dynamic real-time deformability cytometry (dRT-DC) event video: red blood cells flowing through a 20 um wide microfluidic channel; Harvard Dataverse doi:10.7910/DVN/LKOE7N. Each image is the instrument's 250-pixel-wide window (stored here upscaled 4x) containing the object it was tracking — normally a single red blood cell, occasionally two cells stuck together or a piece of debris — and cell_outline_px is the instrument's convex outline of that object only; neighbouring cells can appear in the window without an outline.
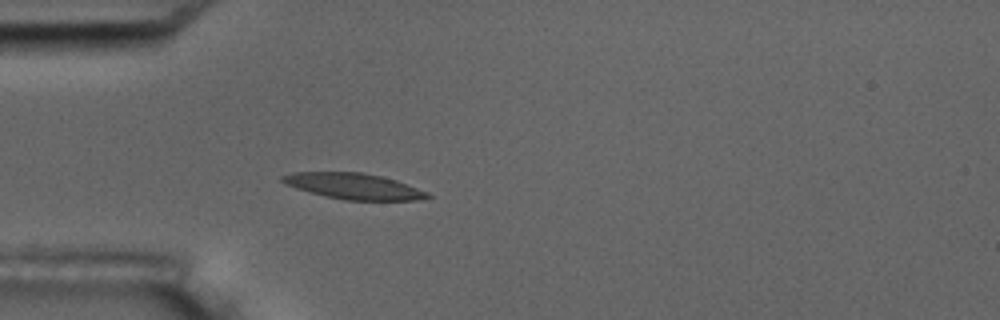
{"species": "common noctule bat (a hibernating species)", "species_latin": "Nyctalus noctula", "temperature_condition": "room temperature", "stored_images_in_passage": 6, "camera_frame_rate_fps": 3000, "um_per_image_px": 0.085, "animal": {"sex": "male", "body_mass_g": 17.5, "forearm_length_mm": 52.3}, "frame": {"image": 1, "passage_image": 6, "time_ms": 5.667, "image_size_px": [1000, 320], "cell_outline_px": [[432, 196], [424, 200], [344, 200], [324, 196], [296, 188], [284, 184], [280, 180], [280, 176], [292, 172], [360, 172], [380, 176], [396, 180], [428, 192]], "centroid_in_image_um": [30.05, 15.83], "position_along_channel_um": 55.0, "area_um2": 21.96}}